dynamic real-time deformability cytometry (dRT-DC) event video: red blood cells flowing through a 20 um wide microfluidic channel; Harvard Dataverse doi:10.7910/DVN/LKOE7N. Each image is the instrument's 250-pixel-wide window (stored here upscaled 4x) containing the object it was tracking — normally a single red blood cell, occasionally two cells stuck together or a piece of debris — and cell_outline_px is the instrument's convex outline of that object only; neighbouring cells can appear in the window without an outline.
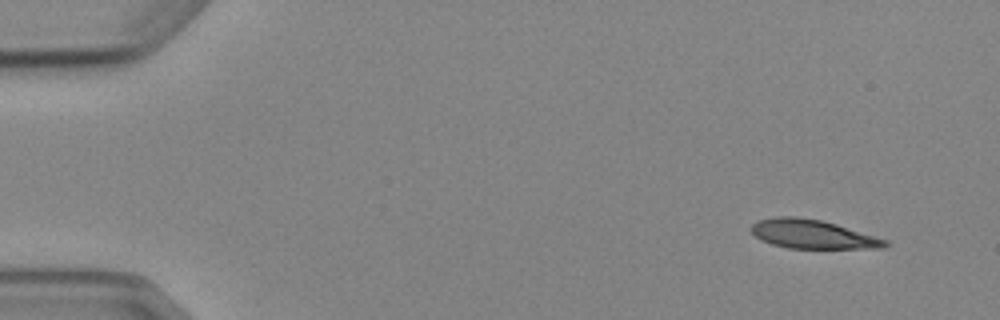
{"species": "Egyptian fruit bat (a non-hibernating species)", "species_latin": "Rousettus aegyptiacus", "temperature_condition": "cold", "stored_images_in_passage": 4, "camera_frame_rate_fps": 3000, "um_per_image_px": 0.085, "animal": {"sex": "female"}, "frame": {"image": 1, "passage_image": 1, "time_ms": 0.0, "image_size_px": [1000, 320], "cell_outline_px": [[888, 244], [884, 248], [788, 248], [772, 244], [756, 236], [752, 232], [752, 224], [760, 220], [776, 216], [792, 216], [820, 220], [836, 224], [888, 240]], "centroid_in_image_um": [69.09, 19.9], "position_along_channel_um": 15.9, "area_um2": 22.14}}
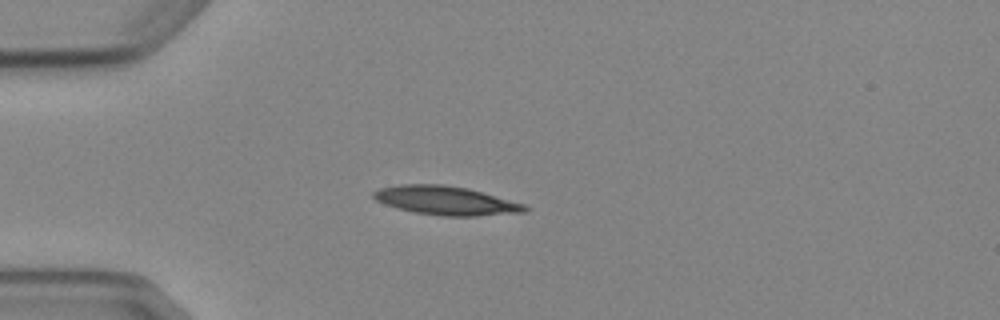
{"frame": {"image": 2, "passage_image": 4, "time_ms": 3.333, "image_size_px": [1000, 320], "cell_outline_px": [[528, 212], [476, 216], [444, 216], [416, 212], [396, 208], [384, 204], [376, 200], [372, 196], [372, 192], [380, 188], [400, 184], [444, 184], [468, 188], [524, 204], [528, 208]], "centroid_in_image_um": [37.88, 17.04], "position_along_channel_um": 47.1, "area_um2": 25.37}}